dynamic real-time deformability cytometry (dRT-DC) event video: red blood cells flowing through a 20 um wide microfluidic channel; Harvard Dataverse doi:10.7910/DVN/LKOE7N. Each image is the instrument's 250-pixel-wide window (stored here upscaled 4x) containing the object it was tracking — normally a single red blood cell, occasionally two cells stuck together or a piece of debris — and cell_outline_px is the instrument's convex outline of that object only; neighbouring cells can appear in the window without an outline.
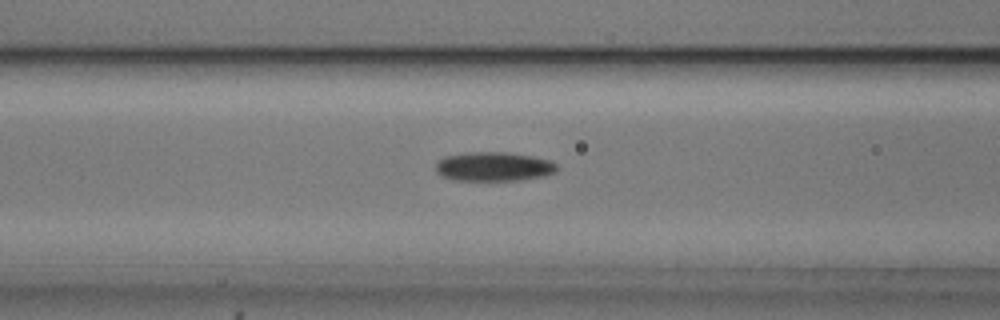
{"species": "common noctule bat (a hibernating species)", "species_latin": "Nyctalus noctula", "temperature_condition": "cold", "stored_images_in_passage": 35, "camera_frame_rate_fps": 3000, "um_per_image_px": 0.085, "animal": {"sex": "male", "body_mass_g": 20.5, "forearm_length_mm": 52.5}, "frame": {"image": 1, "passage_image": 7, "time_ms": 2.0, "image_size_px": [1000, 320], "cell_outline_px": [[556, 172], [544, 176], [520, 180], [452, 180], [436, 172], [436, 160], [444, 156], [468, 152], [508, 152], [532, 156], [548, 160], [556, 164]], "centroid_in_image_um": [41.93, 14.15], "position_along_channel_um": 124.7, "area_um2": 20.63}}
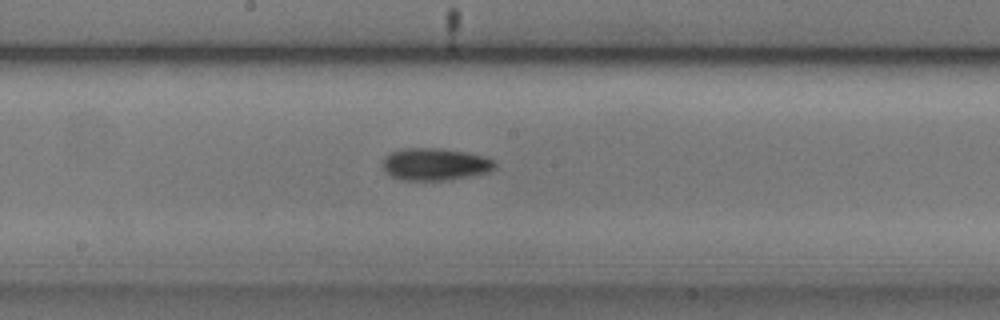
{"frame": {"image": 2, "passage_image": 14, "time_ms": 4.333, "image_size_px": [1000, 320], "cell_outline_px": [[496, 168], [488, 172], [472, 176], [452, 180], [404, 180], [392, 176], [384, 172], [384, 156], [388, 152], [400, 148], [440, 148], [464, 152], [484, 156], [496, 160]], "centroid_in_image_um": [36.99, 13.96], "position_along_channel_um": 211.2, "area_um2": 21.39}}
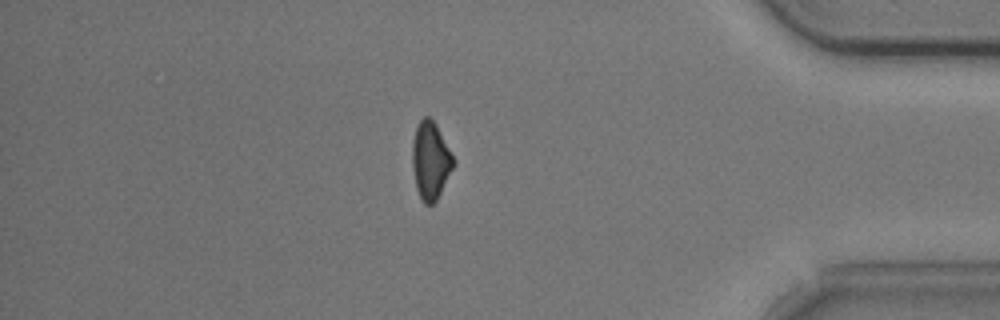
{"frame": {"image": 3, "passage_image": 32, "time_ms": 10.333, "image_size_px": [1000, 320], "cell_outline_px": [[456, 160], [436, 200], [432, 204], [424, 204], [416, 188], [412, 164], [412, 144], [416, 128], [420, 120], [424, 116], [428, 116], [436, 124]], "centroid_in_image_um": [36.59, 13.62], "position_along_channel_um": 398.6, "area_um2": 18.32}}